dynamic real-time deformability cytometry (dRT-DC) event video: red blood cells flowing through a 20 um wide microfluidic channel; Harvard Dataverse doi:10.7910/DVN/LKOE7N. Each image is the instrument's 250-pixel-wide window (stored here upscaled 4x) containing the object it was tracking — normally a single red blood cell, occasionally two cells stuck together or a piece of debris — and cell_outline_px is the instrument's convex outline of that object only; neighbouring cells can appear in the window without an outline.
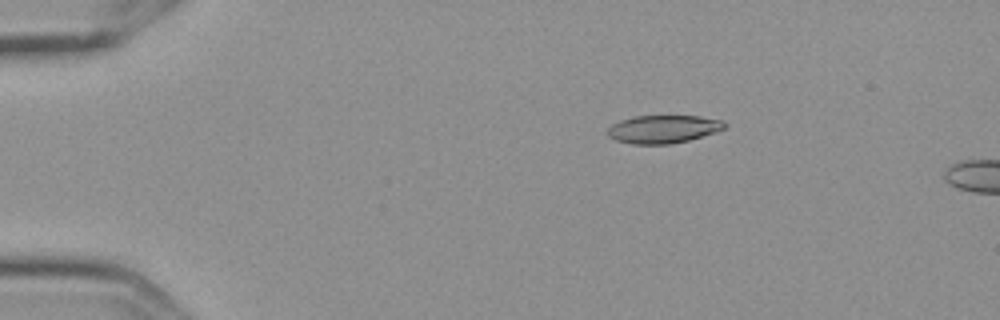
{"species": "Egyptian fruit bat (a non-hibernating species)", "species_latin": "Rousettus aegyptiacus", "temperature_condition": "cold", "stored_images_in_passage": 5, "camera_frame_rate_fps": 3000, "um_per_image_px": 0.085, "frame": {"image": 1, "passage_image": 3, "time_ms": 0.667, "image_size_px": [1000, 320], "cell_outline_px": [[724, 128], [688, 140], [668, 144], [632, 144], [616, 140], [608, 136], [608, 128], [612, 124], [620, 120], [636, 116], [700, 116], [724, 120]], "centroid_in_image_um": [56.33, 10.97], "position_along_channel_um": 28.7, "area_um2": 18.79}}